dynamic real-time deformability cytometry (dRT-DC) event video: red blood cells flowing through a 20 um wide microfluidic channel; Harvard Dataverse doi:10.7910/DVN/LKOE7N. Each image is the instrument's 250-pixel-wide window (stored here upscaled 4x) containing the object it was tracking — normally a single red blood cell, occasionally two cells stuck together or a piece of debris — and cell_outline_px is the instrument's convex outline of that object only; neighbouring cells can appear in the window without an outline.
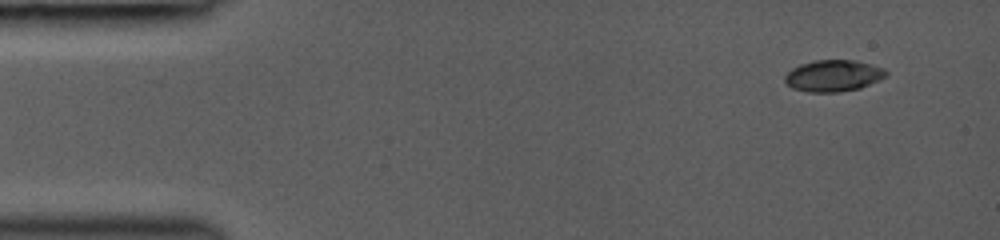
{"species": "common noctule bat (a hibernating species)", "species_latin": "Nyctalus noctula", "temperature_condition": "room temperature", "stored_images_in_passage": 42, "camera_frame_rate_fps": 3000, "um_per_image_px": 0.085, "animal": {"sex": "female", "body_mass_g": 19.0, "forearm_length_mm": 53.3}, "frame": {"image": 1, "passage_image": 1, "time_ms": 0.0, "image_size_px": [1000, 240], "cell_outline_px": [[888, 72], [880, 80], [860, 88], [840, 92], [808, 92], [792, 88], [784, 80], [784, 76], [792, 68], [800, 64], [816, 60], [856, 60], [884, 68]], "centroid_in_image_um": [70.83, 6.44], "position_along_channel_um": 14.2, "area_um2": 18.61}}
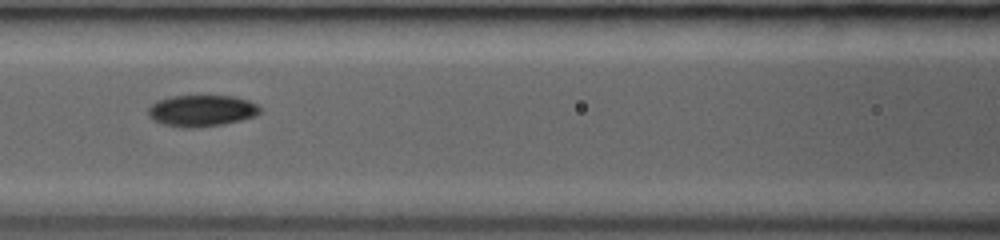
{"frame": {"image": 2, "passage_image": 18, "time_ms": 5.667, "image_size_px": [1000, 240], "cell_outline_px": [[260, 112], [256, 116], [224, 124], [192, 128], [180, 128], [164, 124], [152, 120], [148, 116], [148, 108], [156, 100], [172, 96], [236, 96], [248, 100], [256, 104], [260, 108]], "centroid_in_image_um": [17.11, 9.41], "position_along_channel_um": 149.5, "area_um2": 20.63}}
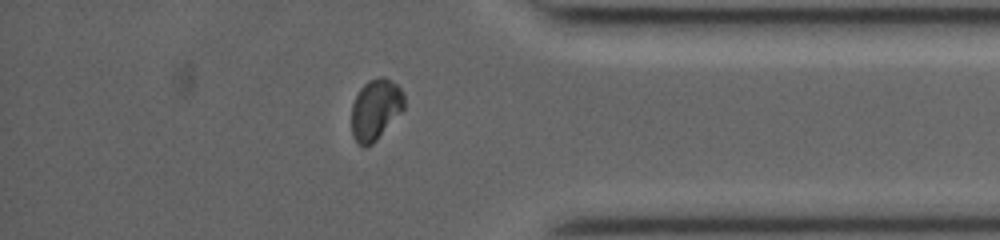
{"frame": {"image": 3, "passage_image": 36, "time_ms": 11.667, "image_size_px": [1000, 240], "cell_outline_px": [[404, 108], [376, 140], [372, 144], [364, 148], [352, 136], [352, 104], [360, 88], [368, 80], [380, 76], [384, 76], [396, 84], [404, 92]], "centroid_in_image_um": [31.92, 9.28], "position_along_channel_um": 403.3, "area_um2": 18.55}, "authors_computed_cell_mechanics": {"area_um2": 19.3052, "velocity_mm_per_s": 4.3452, "shape_relaxation_time_tau1_ms": 3.5135, "shape_relaxation_time_tau2_ms": 1.7161, "deformation_change_tau1": 0.1337, "deformation_change_tau2": 0.0436}}